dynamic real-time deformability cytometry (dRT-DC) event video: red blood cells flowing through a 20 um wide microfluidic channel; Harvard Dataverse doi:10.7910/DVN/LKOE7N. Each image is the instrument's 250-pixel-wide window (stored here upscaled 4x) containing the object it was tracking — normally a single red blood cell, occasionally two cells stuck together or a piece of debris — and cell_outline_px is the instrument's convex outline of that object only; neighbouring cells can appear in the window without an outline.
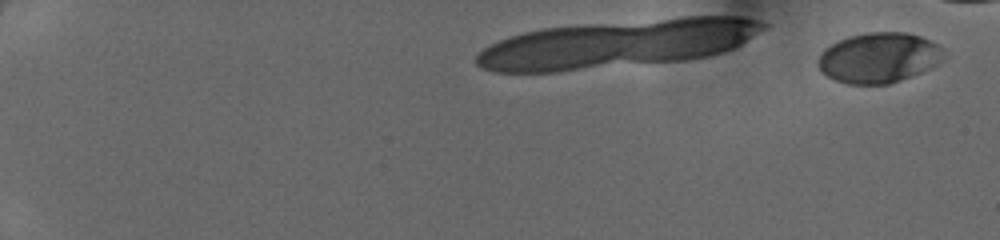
{"species": "human", "species_latin": "Homo sapiens", "temperature_condition": "cold", "stored_images_in_passage": 17, "camera_frame_rate_fps": 3000, "um_per_image_px": 0.085, "donor": {"sex": "female"}, "frame": {"image": 1, "passage_image": 1, "time_ms": 0.0, "image_size_px": [1000, 240], "cell_outline_px": [[944, 60], [932, 68], [900, 80], [888, 84], [848, 84], [836, 80], [820, 72], [816, 64], [816, 60], [824, 48], [848, 36], [868, 32], [904, 32], [920, 36], [944, 48]], "centroid_in_image_um": [74.69, 4.91], "position_along_channel_um": 10.3, "area_um2": 37.05}}
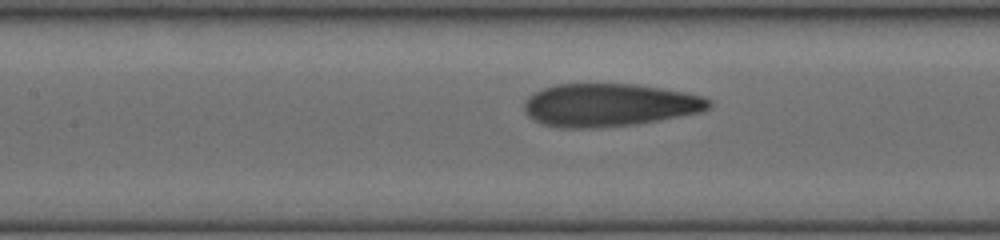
{"frame": {"image": 2, "passage_image": 15, "time_ms": 4.667, "image_size_px": [1000, 240], "cell_outline_px": [[712, 108], [704, 112], [660, 120], [636, 124], [592, 128], [564, 128], [544, 124], [528, 116], [524, 112], [524, 100], [528, 96], [544, 88], [556, 84], [636, 84], [684, 92], [704, 96], [712, 100]], "centroid_in_image_um": [51.84, 8.93], "position_along_channel_um": 155.6, "area_um2": 46.47}}